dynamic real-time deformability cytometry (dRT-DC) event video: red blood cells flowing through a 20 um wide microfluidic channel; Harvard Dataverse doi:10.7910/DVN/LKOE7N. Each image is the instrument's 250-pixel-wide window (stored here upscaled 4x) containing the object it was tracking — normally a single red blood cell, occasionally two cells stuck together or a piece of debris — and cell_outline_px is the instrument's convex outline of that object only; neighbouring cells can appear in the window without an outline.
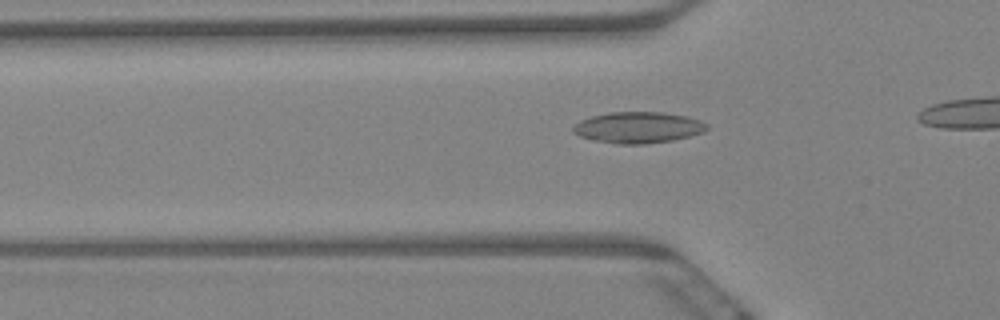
{"species": "Egyptian fruit bat (a non-hibernating species)", "species_latin": "Rousettus aegyptiacus", "temperature_condition": "warm", "stored_images_in_passage": 45, "camera_frame_rate_fps": 3000, "um_per_image_px": 0.085, "animal": {"sex": "female"}, "frame": {"image": 1, "passage_image": 15, "time_ms": 4.667, "image_size_px": [1000, 320], "cell_outline_px": [[708, 128], [704, 132], [672, 140], [644, 144], [616, 144], [596, 140], [580, 136], [572, 132], [572, 128], [580, 120], [592, 116], [608, 112], [664, 112], [688, 116], [700, 120], [708, 124]], "centroid_in_image_um": [54.26, 10.83], "position_along_channel_um": 71.5, "area_um2": 24.33}}
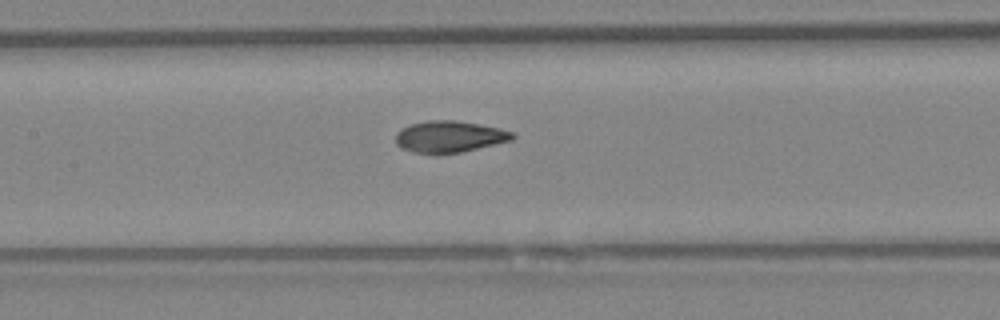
{"frame": {"image": 2, "passage_image": 24, "time_ms": 7.667, "image_size_px": [1000, 320], "cell_outline_px": [[516, 136], [512, 140], [460, 152], [416, 152], [404, 148], [396, 144], [396, 132], [400, 128], [412, 124], [428, 120], [456, 120], [480, 124], [500, 128], [512, 132]], "centroid_in_image_um": [38.22, 11.58], "position_along_channel_um": 169.2, "area_um2": 21.04}}
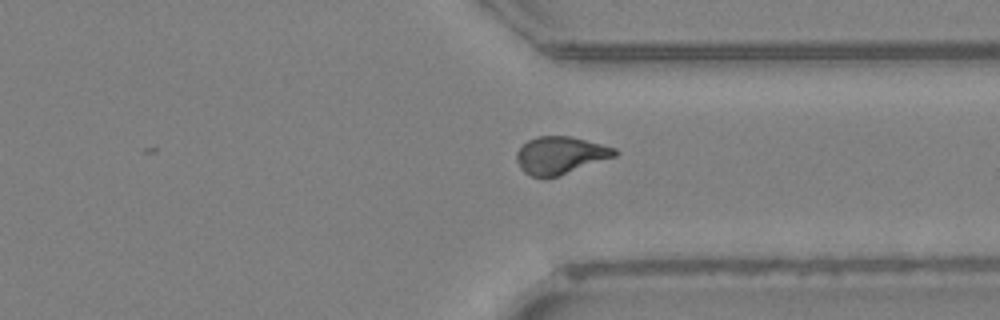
{"frame": {"image": 3, "passage_image": 42, "time_ms": 13.667, "image_size_px": [1000, 320], "cell_outline_px": [[620, 152], [616, 156], [560, 176], [532, 176], [524, 172], [520, 168], [516, 160], [516, 152], [528, 140], [536, 136], [568, 136], [616, 148]], "centroid_in_image_um": [47.63, 13.19], "position_along_channel_um": 363.8, "area_um2": 21.27}}